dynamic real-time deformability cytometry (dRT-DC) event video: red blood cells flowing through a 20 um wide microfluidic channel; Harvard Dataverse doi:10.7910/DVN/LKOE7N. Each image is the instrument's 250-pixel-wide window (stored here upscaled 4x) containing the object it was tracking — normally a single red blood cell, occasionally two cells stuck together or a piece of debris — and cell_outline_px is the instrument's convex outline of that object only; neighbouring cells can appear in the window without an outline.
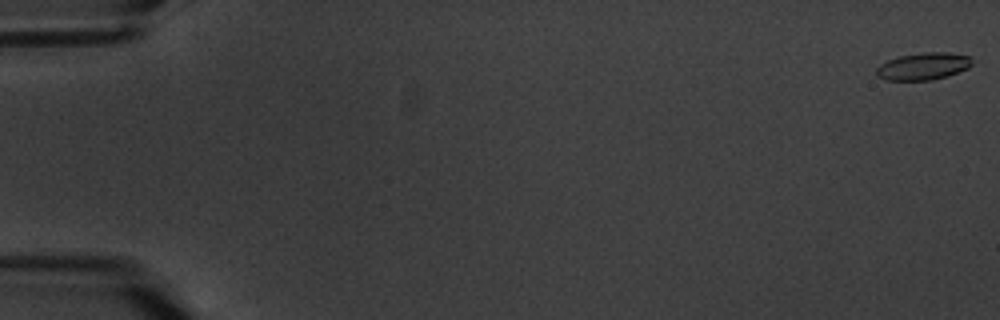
{"species": "common noctule bat (a hibernating species)", "species_latin": "Nyctalus noctula", "temperature_condition": "warm", "stored_images_in_passage": 8, "camera_frame_rate_fps": 3000, "um_per_image_px": 0.085, "animal": {"sex": "male", "body_mass_g": 20.1, "forearm_length_mm": 53.5}, "frame": {"image": 1, "passage_image": 1, "time_ms": 0.0, "image_size_px": [1000, 320], "cell_outline_px": [[972, 64], [968, 68], [948, 76], [932, 80], [884, 80], [876, 76], [876, 68], [880, 64], [888, 60], [900, 56], [924, 52], [948, 52], [972, 56]], "centroid_in_image_um": [78.49, 5.63], "position_along_channel_um": 6.5, "area_um2": 15.32}}
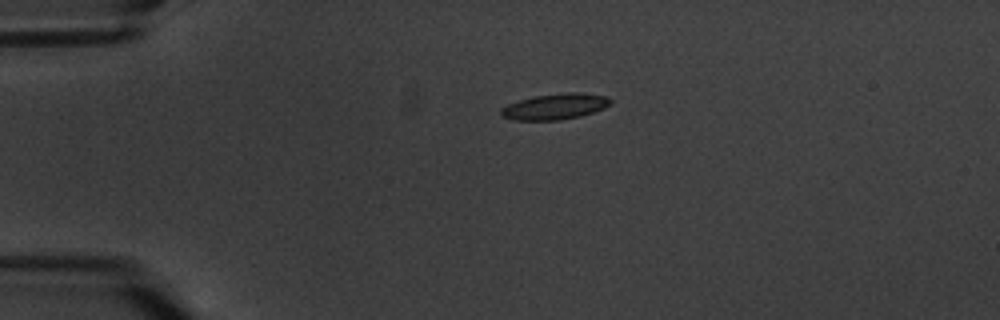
{"frame": {"image": 2, "passage_image": 4, "time_ms": 4.667, "image_size_px": [1000, 320], "cell_outline_px": [[612, 104], [604, 108], [580, 116], [560, 120], [512, 120], [500, 116], [500, 108], [508, 104], [532, 96], [568, 92], [580, 92], [608, 96], [612, 100]], "centroid_in_image_um": [47.18, 9.05], "position_along_channel_um": 37.8, "area_um2": 16.7}}
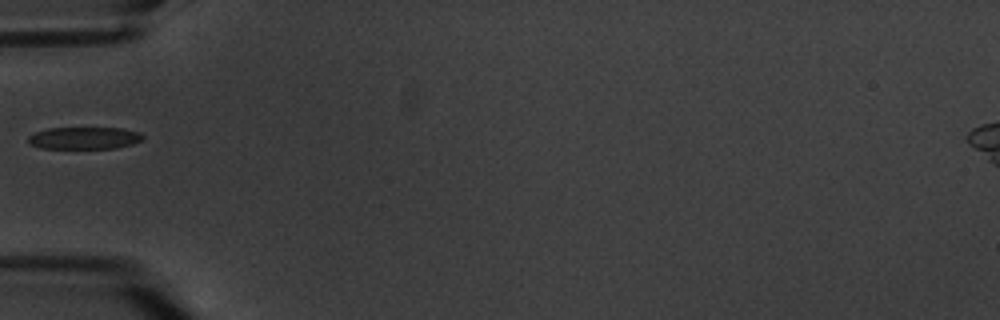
{"frame": {"image": 3, "passage_image": 6, "time_ms": 7.0, "image_size_px": [1000, 320], "cell_outline_px": [[144, 140], [132, 144], [116, 148], [40, 148], [28, 144], [28, 136], [36, 132], [48, 128], [124, 128], [140, 132], [144, 136]], "centroid_in_image_um": [7.19, 11.73], "position_along_channel_um": 77.8, "area_um2": 14.91}}